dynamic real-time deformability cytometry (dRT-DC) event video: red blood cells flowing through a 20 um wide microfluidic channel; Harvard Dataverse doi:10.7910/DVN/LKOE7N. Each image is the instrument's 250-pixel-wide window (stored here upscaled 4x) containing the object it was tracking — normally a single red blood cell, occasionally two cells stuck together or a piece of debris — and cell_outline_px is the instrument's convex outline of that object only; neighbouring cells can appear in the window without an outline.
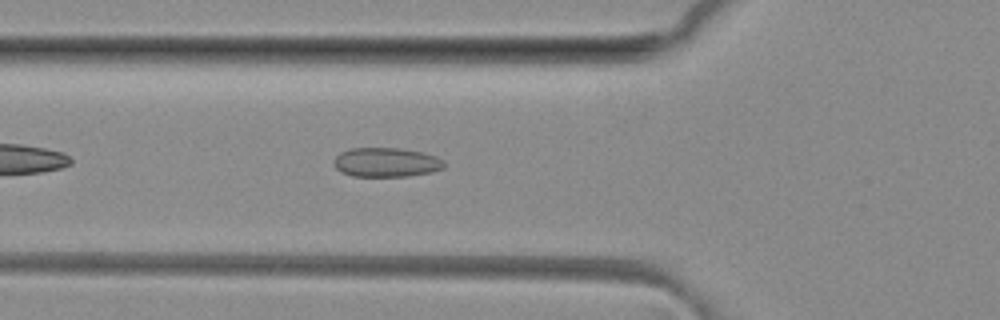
{"species": "common noctule bat (a hibernating species)", "species_latin": "Nyctalus noctula", "temperature_condition": "room temperature", "stored_images_in_passage": 33, "camera_frame_rate_fps": 3000, "um_per_image_px": 0.085, "animal": {"sex": "female", "body_mass_g": 29.2, "forearm_length_mm": 56.3}, "frame": {"image": 1, "passage_image": 6, "time_ms": 1.667, "image_size_px": [1000, 320], "cell_outline_px": [[444, 168], [432, 172], [408, 176], [352, 176], [340, 172], [332, 164], [332, 160], [340, 152], [352, 148], [400, 148], [424, 152], [436, 156], [444, 160]], "centroid_in_image_um": [32.82, 13.79], "position_along_channel_um": 93.0, "area_um2": 19.07}}
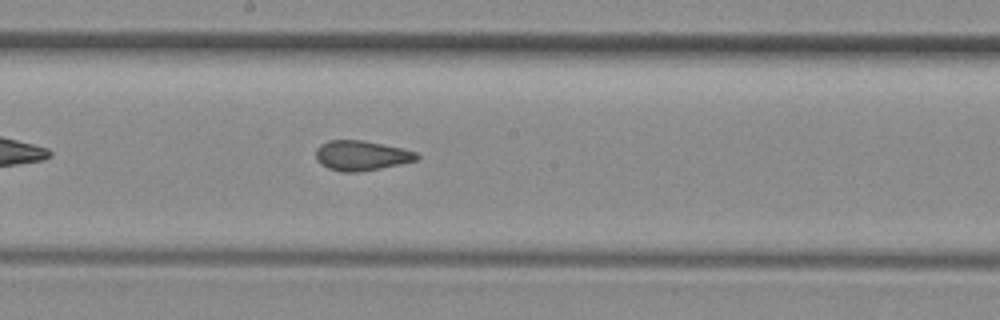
{"frame": {"image": 2, "passage_image": 15, "time_ms": 4.667, "image_size_px": [1000, 320], "cell_outline_px": [[420, 160], [360, 172], [340, 172], [328, 168], [320, 164], [316, 160], [316, 148], [320, 144], [328, 140], [364, 140], [404, 148], [416, 152], [420, 156]], "centroid_in_image_um": [30.73, 13.22], "position_along_channel_um": 217.5, "area_um2": 17.92}}
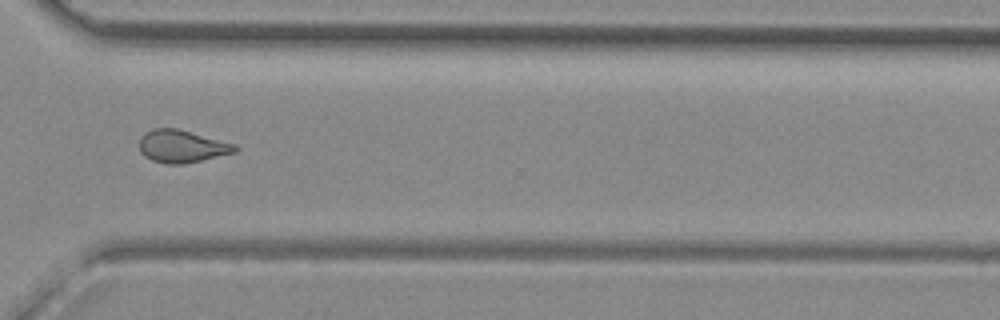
{"frame": {"image": 3, "passage_image": 25, "time_ms": 8.0, "image_size_px": [1000, 320], "cell_outline_px": [[240, 148], [236, 152], [184, 164], [168, 164], [152, 160], [144, 156], [140, 152], [140, 140], [144, 132], [152, 128], [176, 128], [236, 144]], "centroid_in_image_um": [15.46, 12.43], "position_along_channel_um": 355.1, "area_um2": 18.15}, "authors_computed_cell_mechanics": {"area_um2": 17.8024, "velocity_mm_per_s": 4.1308, "shape_relaxation_time_tau1_ms": null, "shape_relaxation_time_tau2_ms": 1.5133, "deformation_change_tau1": null, "deformation_change_tau2": 0.0661}}